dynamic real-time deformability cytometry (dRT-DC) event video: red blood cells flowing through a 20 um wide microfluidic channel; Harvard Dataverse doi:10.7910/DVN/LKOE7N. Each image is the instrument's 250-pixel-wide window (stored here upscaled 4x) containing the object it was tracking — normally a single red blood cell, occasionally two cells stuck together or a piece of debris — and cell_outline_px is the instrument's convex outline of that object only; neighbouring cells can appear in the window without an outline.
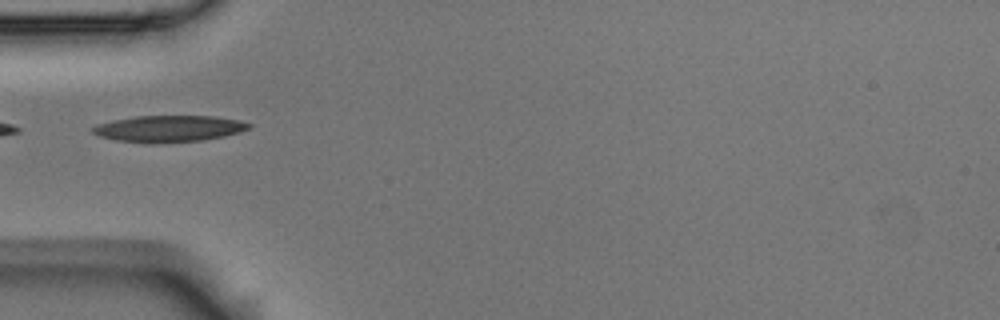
{"species": "Egyptian fruit bat (a non-hibernating species)", "species_latin": "Rousettus aegyptiacus", "temperature_condition": "room temperature", "stored_images_in_passage": 7, "camera_frame_rate_fps": 3000, "um_per_image_px": 0.085, "animal": {"sex": "male"}, "frame": {"image": 1, "passage_image": 5, "time_ms": 1.333, "image_size_px": [1000, 320], "cell_outline_px": [[252, 128], [240, 132], [224, 136], [200, 140], [152, 144], [148, 144], [116, 140], [100, 136], [92, 132], [92, 128], [100, 124], [112, 120], [136, 116], [212, 116], [236, 120], [252, 124]], "centroid_in_image_um": [14.36, 10.94], "position_along_channel_um": 70.6, "area_um2": 24.04}}
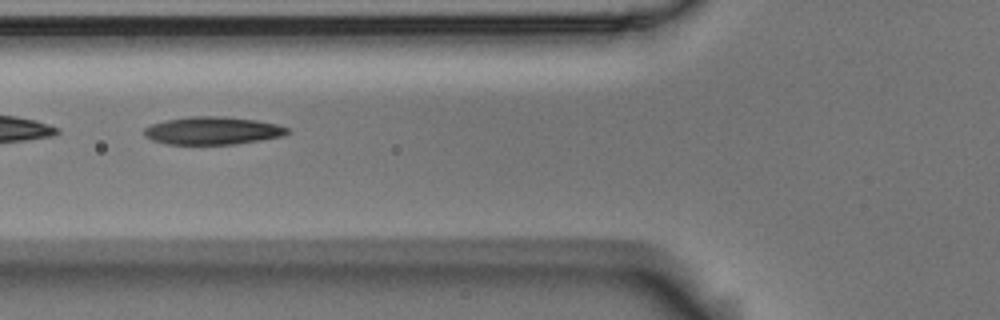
{"frame": {"image": 2, "passage_image": 6, "time_ms": 1.667, "image_size_px": [1000, 320], "cell_outline_px": [[292, 132], [284, 136], [236, 144], [168, 144], [152, 140], [144, 136], [144, 128], [152, 124], [168, 120], [188, 116], [224, 116], [256, 120], [276, 124], [288, 128]], "centroid_in_image_um": [18.1, 11.1], "position_along_channel_um": 107.7, "area_um2": 23.24}}
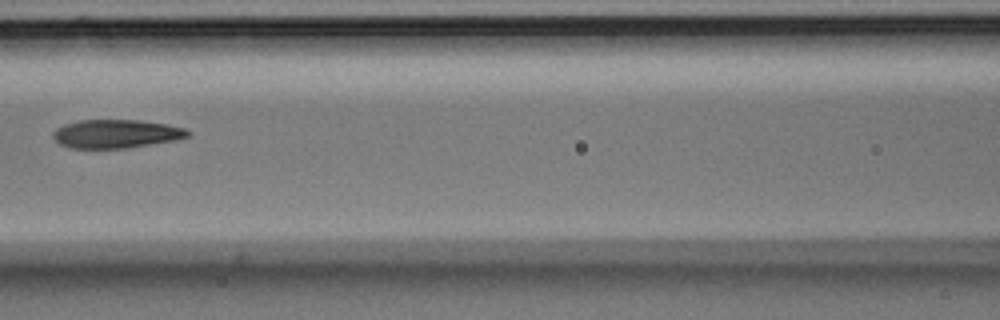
{"frame": {"image": 3, "passage_image": 7, "time_ms": 2.0, "image_size_px": [1000, 320], "cell_outline_px": [[192, 136], [176, 140], [124, 148], [68, 148], [60, 144], [52, 136], [56, 128], [64, 124], [80, 120], [140, 120], [168, 124], [184, 128], [192, 132]], "centroid_in_image_um": [9.9, 11.37], "position_along_channel_um": 156.7, "area_um2": 22.48}}